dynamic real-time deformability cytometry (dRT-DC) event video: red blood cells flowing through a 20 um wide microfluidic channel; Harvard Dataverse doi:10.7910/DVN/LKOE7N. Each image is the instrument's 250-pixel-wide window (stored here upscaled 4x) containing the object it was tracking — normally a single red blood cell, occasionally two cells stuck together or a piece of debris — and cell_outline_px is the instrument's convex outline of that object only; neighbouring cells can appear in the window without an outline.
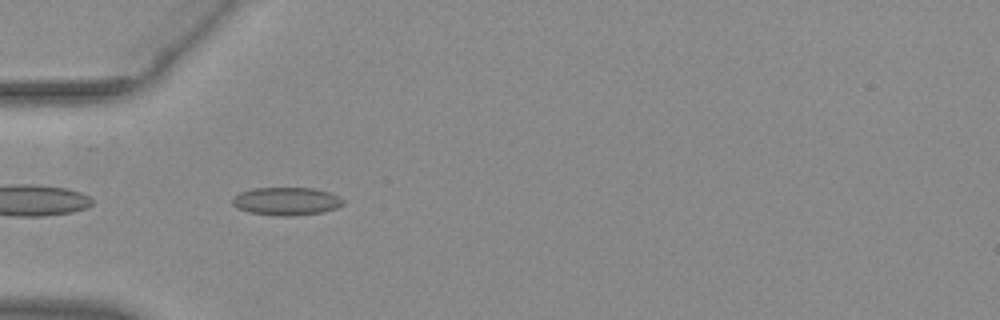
{"species": "common noctule bat (a hibernating species)", "species_latin": "Nyctalus noctula", "temperature_condition": "warm", "stored_images_in_passage": 38, "camera_frame_rate_fps": 3000, "um_per_image_px": 0.085, "animal": {"sex": "female", "body_mass_g": 29.2, "forearm_length_mm": 56.3}, "frame": {"image": 1, "passage_image": 2, "time_ms": 0.333, "image_size_px": [1000, 320], "cell_outline_px": [[344, 204], [336, 208], [324, 212], [292, 216], [280, 216], [252, 212], [236, 208], [232, 204], [232, 196], [240, 192], [256, 188], [312, 188], [328, 192], [340, 196], [344, 200]], "centroid_in_image_um": [24.36, 17.1], "position_along_channel_um": 60.6, "area_um2": 18.09}}
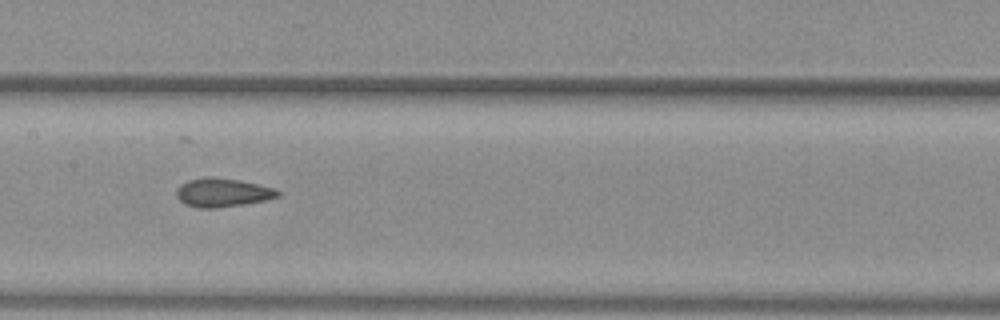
{"frame": {"image": 2, "passage_image": 12, "time_ms": 3.667, "image_size_px": [1000, 320], "cell_outline_px": [[280, 196], [264, 200], [244, 204], [216, 208], [200, 208], [184, 204], [176, 196], [176, 188], [180, 184], [188, 180], [204, 176], [208, 176], [240, 180], [276, 188], [280, 192]], "centroid_in_image_um": [18.89, 16.36], "position_along_channel_um": 188.5, "area_um2": 17.11}}
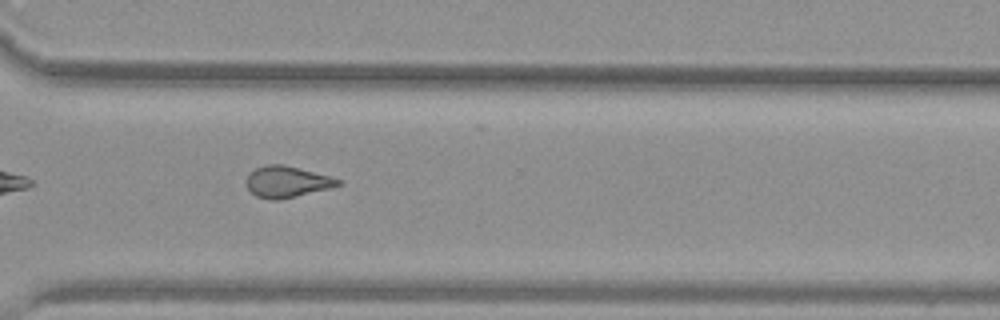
{"frame": {"image": 3, "passage_image": 24, "time_ms": 7.667, "image_size_px": [1000, 320], "cell_outline_px": [[340, 184], [328, 188], [280, 200], [268, 200], [256, 196], [244, 184], [244, 180], [248, 172], [264, 164], [284, 164], [328, 176], [340, 180]], "centroid_in_image_um": [24.27, 15.45], "position_along_channel_um": 346.3, "area_um2": 16.7}, "authors_computed_cell_mechanics": {"area_um2": 16.9932, "velocity_mm_per_s": 3.9575, "shape_relaxation_time_tau1_ms": null, "shape_relaxation_time_tau2_ms": 1.2238, "deformation_change_tau1": null, "deformation_change_tau2": 0.0835}}